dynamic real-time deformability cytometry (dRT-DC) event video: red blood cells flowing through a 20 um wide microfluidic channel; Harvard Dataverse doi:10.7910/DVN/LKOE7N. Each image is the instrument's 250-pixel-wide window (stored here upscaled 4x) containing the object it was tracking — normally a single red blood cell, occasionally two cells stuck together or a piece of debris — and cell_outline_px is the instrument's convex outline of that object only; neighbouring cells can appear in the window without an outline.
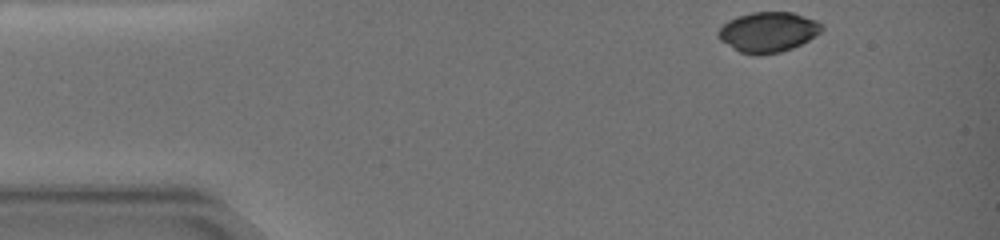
{"species": "common noctule bat (a hibernating species)", "species_latin": "Nyctalus noctula", "temperature_condition": "warm", "stored_images_in_passage": 40, "camera_frame_rate_fps": 3000, "um_per_image_px": 0.085, "animal": {"sex": "female", "body_mass_g": 19.0, "forearm_length_mm": 51.5}, "frame": {"image": 1, "passage_image": 1, "time_ms": 0.0, "image_size_px": [1000, 240], "cell_outline_px": [[824, 28], [820, 32], [808, 40], [792, 48], [780, 52], [740, 52], [720, 40], [716, 36], [716, 32], [728, 20], [736, 16], [752, 12], [792, 12], [816, 20], [824, 24]], "centroid_in_image_um": [65.29, 2.67], "position_along_channel_um": 19.7, "area_um2": 23.76}}
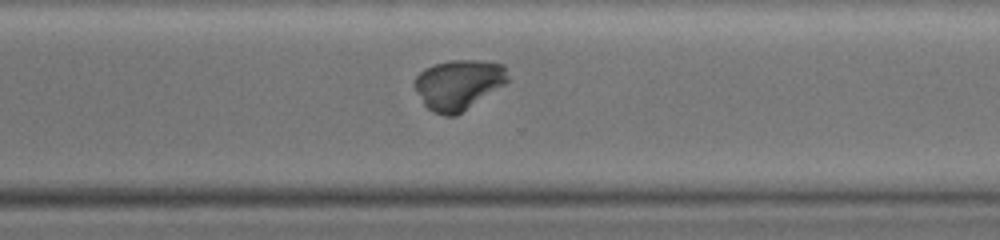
{"frame": {"image": 2, "passage_image": 29, "time_ms": 11.667, "image_size_px": [1000, 240], "cell_outline_px": [[508, 80], [504, 84], [456, 116], [444, 116], [432, 112], [424, 104], [416, 92], [412, 84], [412, 80], [424, 68], [436, 64], [452, 60], [480, 60], [504, 64], [508, 76]], "centroid_in_image_um": [38.93, 7.19], "position_along_channel_um": 331.7, "area_um2": 27.22}}
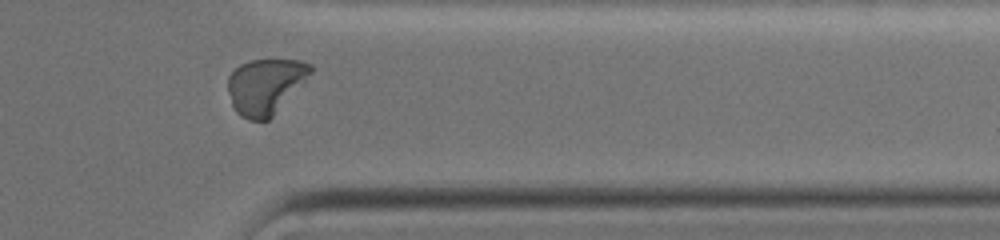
{"frame": {"image": 3, "passage_image": 36, "time_ms": 13.333, "image_size_px": [1000, 240], "cell_outline_px": [[312, 72], [272, 116], [268, 120], [248, 120], [240, 116], [236, 112], [232, 104], [228, 92], [228, 76], [240, 64], [248, 60], [300, 60], [312, 64]], "centroid_in_image_um": [22.53, 7.31], "position_along_channel_um": 388.9, "area_um2": 26.41}, "authors_computed_cell_mechanics": {"area_um2": 28.0908, "velocity_mm_per_s": 3.3969, "shape_relaxation_time_tau1_ms": 9.3202, "shape_relaxation_time_tau2_ms": 6.8363, "deformation_change_tau1": 0.373, "deformation_change_tau2": 0.039}}